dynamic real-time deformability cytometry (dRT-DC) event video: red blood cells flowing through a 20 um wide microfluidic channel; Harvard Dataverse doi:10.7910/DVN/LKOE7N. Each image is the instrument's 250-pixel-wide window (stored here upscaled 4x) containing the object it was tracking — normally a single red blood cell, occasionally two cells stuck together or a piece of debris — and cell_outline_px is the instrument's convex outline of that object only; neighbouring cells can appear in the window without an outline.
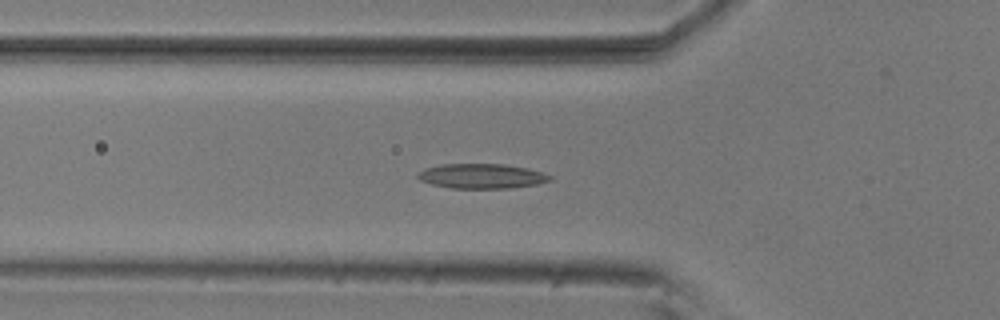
{"species": "common noctule bat (a hibernating species)", "species_latin": "Nyctalus noctula", "temperature_condition": "room temperature", "stored_images_in_passage": 38, "camera_frame_rate_fps": 3000, "um_per_image_px": 0.085, "animal": {"sex": "male", "body_mass_g": 20.5, "forearm_length_mm": 52.5}, "frame": {"image": 1, "passage_image": 2, "time_ms": 0.333, "image_size_px": [1000, 320], "cell_outline_px": [[552, 180], [536, 184], [512, 188], [452, 188], [432, 184], [420, 180], [416, 176], [416, 172], [424, 168], [440, 164], [504, 164], [528, 168], [544, 172], [552, 176]], "centroid_in_image_um": [40.94, 14.96], "position_along_channel_um": 84.9, "area_um2": 19.25}}
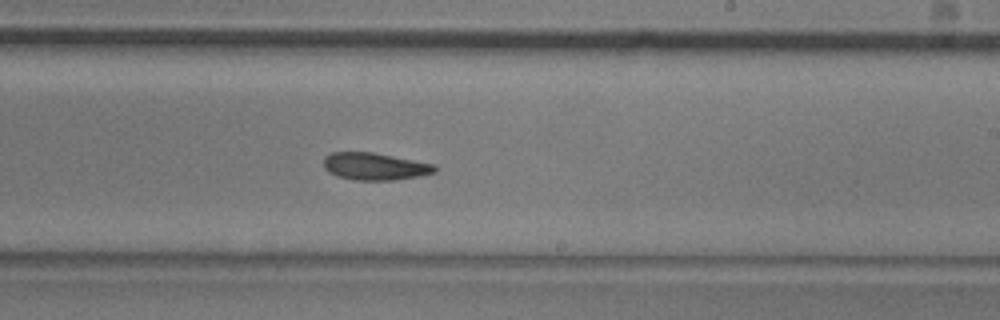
{"frame": {"image": 2, "passage_image": 16, "time_ms": 5.0, "image_size_px": [1000, 320], "cell_outline_px": [[436, 172], [416, 176], [392, 180], [356, 180], [336, 176], [328, 172], [324, 168], [324, 156], [332, 152], [372, 152], [436, 164]], "centroid_in_image_um": [31.83, 14.14], "position_along_channel_um": 257.2, "area_um2": 17.63}}
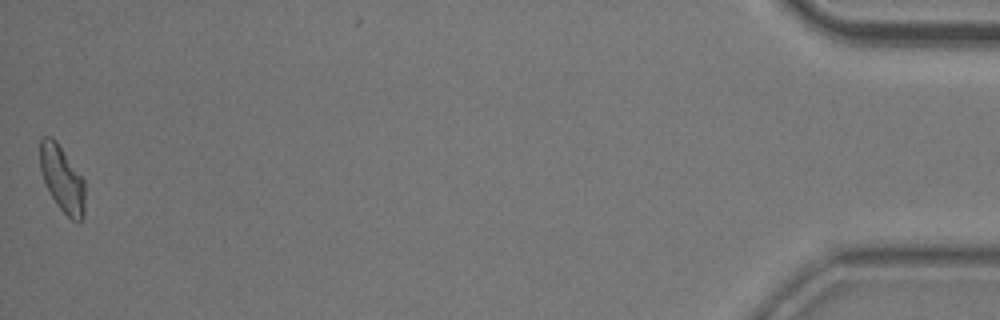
{"frame": {"image": 3, "passage_image": 38, "time_ms": 12.333, "image_size_px": [1000, 320], "cell_outline_px": [[84, 216], [80, 220], [72, 220], [56, 204], [44, 180], [40, 168], [40, 140], [44, 136], [52, 136], [56, 140], [84, 180]], "centroid_in_image_um": [5.28, 15.18], "position_along_channel_um": 429.9, "area_um2": 16.99}}